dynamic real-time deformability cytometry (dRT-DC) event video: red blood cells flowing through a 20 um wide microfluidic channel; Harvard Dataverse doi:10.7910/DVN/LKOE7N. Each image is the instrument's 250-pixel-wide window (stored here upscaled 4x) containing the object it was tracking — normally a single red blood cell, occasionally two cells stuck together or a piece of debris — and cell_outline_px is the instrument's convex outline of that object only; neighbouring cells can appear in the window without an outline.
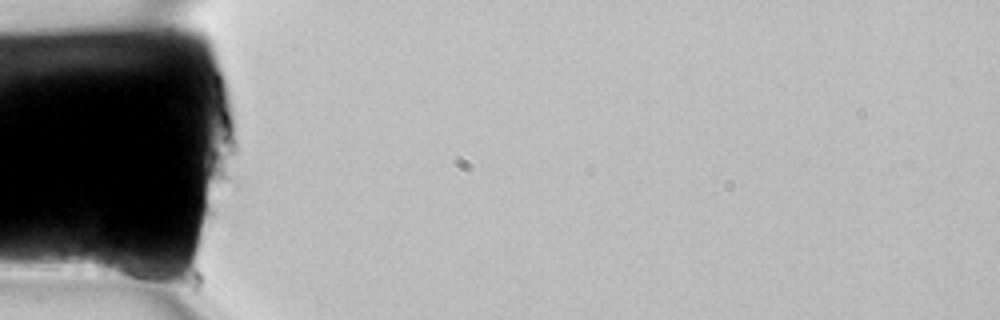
{"species": "common noctule bat (a hibernating species)", "species_latin": "Nyctalus noctula", "temperature_condition": "room temperature", "stored_images_in_passage": 3, "camera_frame_rate_fps": 3000, "um_per_image_px": 0.085, "animal": {"sex": "female", "body_mass_g": 22.7, "forearm_length_mm": 54.2}, "frame": {"image": 1, "passage_image": 1, "time_ms": 0.0, "image_size_px": [1000, 320], "cell_outline_px": [[164, 276], [160, 288], [96, 272], [96, 252], [100, 248], [140, 256]], "centroid_in_image_um": [10.84, 22.75], "position_along_channel_um": 74.2, "area_um2": 11.44}}